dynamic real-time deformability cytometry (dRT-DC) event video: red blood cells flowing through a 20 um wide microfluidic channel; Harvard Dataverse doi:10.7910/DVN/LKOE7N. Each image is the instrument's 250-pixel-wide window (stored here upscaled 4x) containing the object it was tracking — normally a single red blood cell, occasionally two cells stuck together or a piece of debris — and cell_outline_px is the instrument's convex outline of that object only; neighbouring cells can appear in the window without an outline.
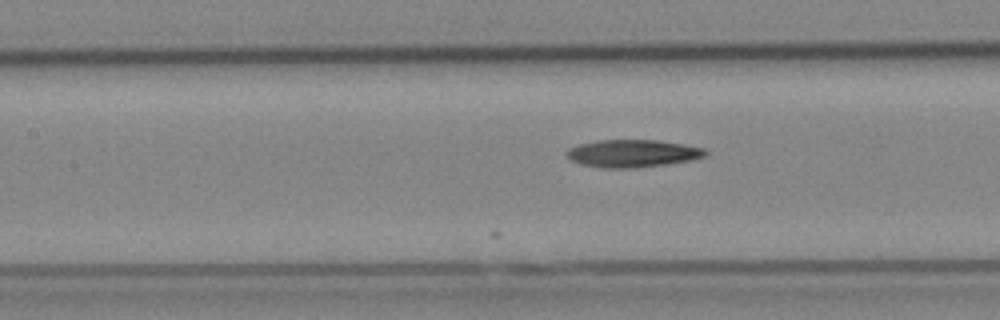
{"species": "Egyptian fruit bat (a non-hibernating species)", "species_latin": "Rousettus aegyptiacus", "temperature_condition": "cold", "stored_images_in_passage": 9, "camera_frame_rate_fps": 3000, "um_per_image_px": 0.085, "animal": {"sex": "female"}, "frame": {"image": 1, "passage_image": 9, "time_ms": 2.667, "image_size_px": [1000, 320], "cell_outline_px": [[708, 152], [704, 156], [692, 160], [668, 164], [632, 168], [604, 168], [580, 164], [572, 160], [564, 152], [568, 148], [580, 144], [596, 140], [656, 140], [684, 144], [704, 148]], "centroid_in_image_um": [53.76, 13.04], "position_along_channel_um": 153.6, "area_um2": 22.31}}